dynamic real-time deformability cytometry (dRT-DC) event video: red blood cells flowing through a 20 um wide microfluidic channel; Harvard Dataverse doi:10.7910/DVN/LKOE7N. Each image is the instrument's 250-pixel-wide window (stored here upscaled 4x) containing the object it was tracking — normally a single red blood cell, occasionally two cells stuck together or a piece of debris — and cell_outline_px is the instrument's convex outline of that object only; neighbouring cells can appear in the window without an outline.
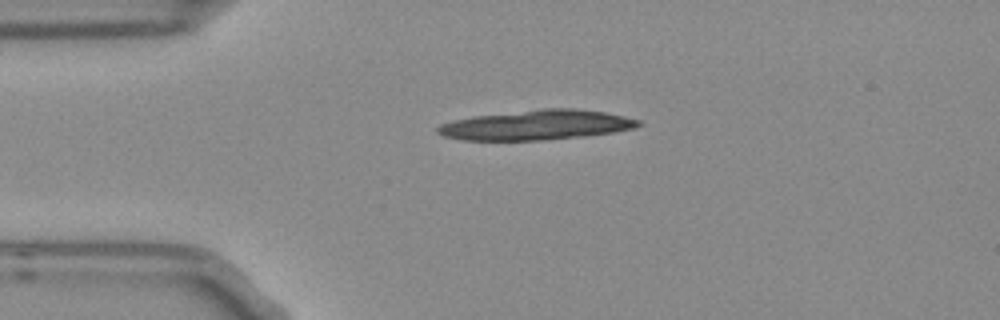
{"species": "Egyptian fruit bat (a non-hibernating species)", "species_latin": "Rousettus aegyptiacus", "temperature_condition": "room temperature", "stored_images_in_passage": 2, "camera_frame_rate_fps": 3000, "um_per_image_px": 0.085, "frame": {"image": 1, "passage_image": 1, "time_ms": 0.0, "image_size_px": [1000, 320], "cell_outline_px": [[644, 124], [636, 128], [612, 132], [584, 136], [544, 140], [460, 140], [444, 136], [436, 132], [436, 128], [440, 124], [452, 120], [472, 116], [544, 108], [576, 108], [604, 112], [624, 116], [640, 120]], "centroid_in_image_um": [45.6, 10.62], "position_along_channel_um": 39.4, "area_um2": 35.08}}